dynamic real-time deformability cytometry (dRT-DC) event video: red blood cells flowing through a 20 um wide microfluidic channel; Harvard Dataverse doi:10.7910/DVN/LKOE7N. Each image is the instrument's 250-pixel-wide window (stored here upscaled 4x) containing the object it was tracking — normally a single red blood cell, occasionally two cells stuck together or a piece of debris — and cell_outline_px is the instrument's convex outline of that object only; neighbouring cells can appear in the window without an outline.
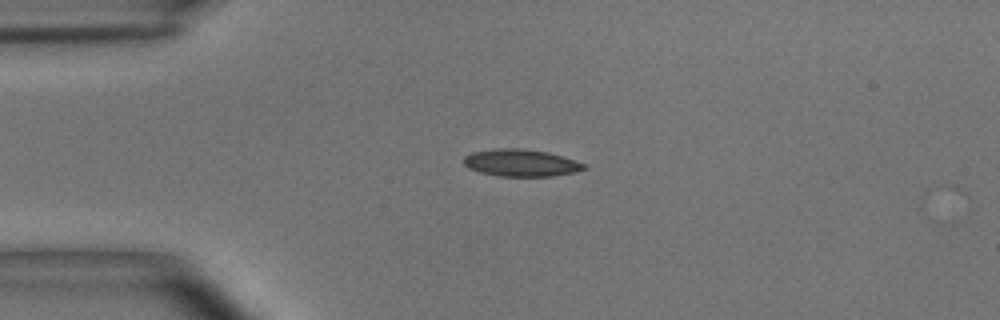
{"species": "common noctule bat (a hibernating species)", "species_latin": "Nyctalus noctula", "temperature_condition": "room temperature", "stored_images_in_passage": 42, "camera_frame_rate_fps": 3000, "um_per_image_px": 0.085, "animal": {"sex": "male", "body_mass_g": 15.6}, "frame": {"image": 1, "passage_image": 1, "time_ms": 0.0, "image_size_px": [1000, 320], "cell_outline_px": [[588, 168], [572, 172], [552, 176], [500, 176], [480, 172], [468, 168], [464, 164], [464, 156], [472, 152], [496, 148], [520, 148], [548, 152], [584, 164]], "centroid_in_image_um": [44.23, 13.84], "position_along_channel_um": 40.8, "area_um2": 18.79}}
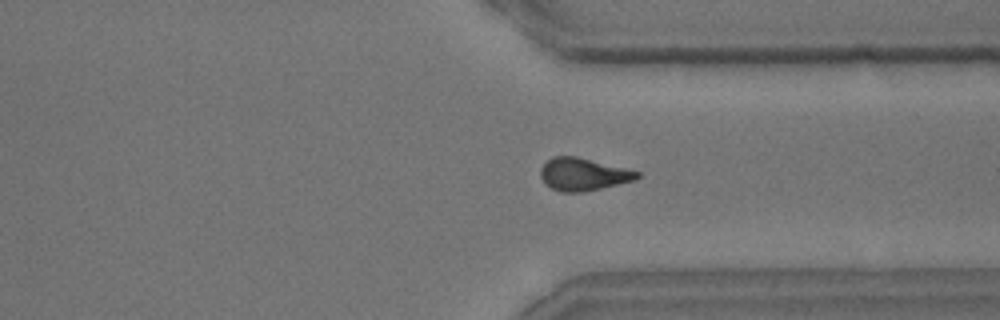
{"frame": {"image": 2, "passage_image": 29, "time_ms": 9.333, "image_size_px": [1000, 320], "cell_outline_px": [[640, 176], [636, 180], [584, 192], [564, 192], [552, 188], [544, 184], [540, 176], [540, 168], [552, 156], [576, 156], [640, 172]], "centroid_in_image_um": [49.55, 14.82], "position_along_channel_um": 361.8, "area_um2": 18.26}}
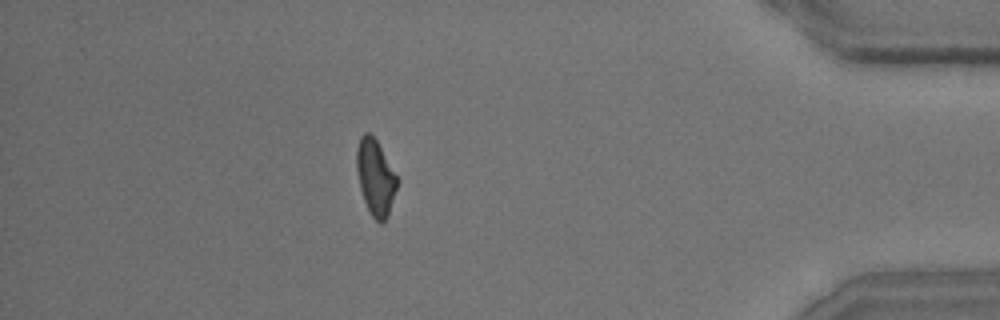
{"frame": {"image": 3, "passage_image": 36, "time_ms": 11.667, "image_size_px": [1000, 320], "cell_outline_px": [[400, 180], [388, 216], [380, 224], [372, 216], [364, 200], [360, 188], [356, 168], [356, 148], [360, 136], [364, 132], [368, 132], [376, 140]], "centroid_in_image_um": [31.92, 15.07], "position_along_channel_um": 403.3, "area_um2": 17.98}, "authors_computed_cell_mechanics": {"area_um2": 18.4671, "velocity_mm_per_s": 3.6861, "shape_relaxation_time_tau1_ms": 5.0531, "shape_relaxation_time_tau2_ms": 2.6418, "deformation_change_tau1": 0.1567, "deformation_change_tau2": 0.1028}}